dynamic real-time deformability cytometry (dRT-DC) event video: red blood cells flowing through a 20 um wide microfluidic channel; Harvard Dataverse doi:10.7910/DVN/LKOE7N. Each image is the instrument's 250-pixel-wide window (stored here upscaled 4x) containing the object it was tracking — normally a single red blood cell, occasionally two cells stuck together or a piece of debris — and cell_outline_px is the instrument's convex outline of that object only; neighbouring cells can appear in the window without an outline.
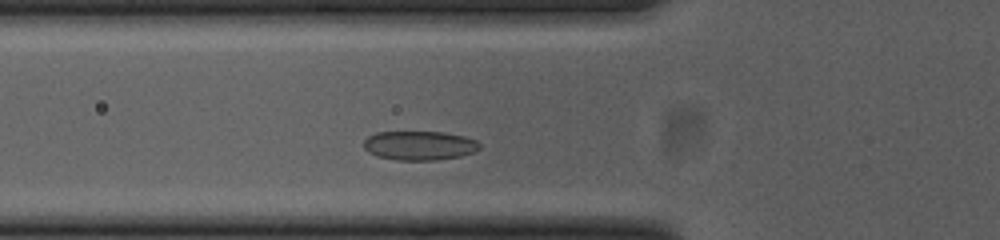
{"species": "common noctule bat (a hibernating species)", "species_latin": "Nyctalus noctula", "temperature_condition": "cold", "stored_images_in_passage": 30, "camera_frame_rate_fps": 3000, "um_per_image_px": 0.085, "animal": {"sex": "female", "body_mass_g": 23.0, "forearm_length_mm": 53.4}, "frame": {"image": 1, "passage_image": 4, "time_ms": 1.0, "image_size_px": [1000, 240], "cell_outline_px": [[480, 148], [476, 152], [460, 156], [436, 160], [396, 160], [376, 156], [368, 152], [364, 148], [364, 140], [368, 136], [376, 132], [444, 132], [464, 136], [476, 140], [480, 144]], "centroid_in_image_um": [35.66, 12.37], "position_along_channel_um": 90.1, "area_um2": 19.83}}
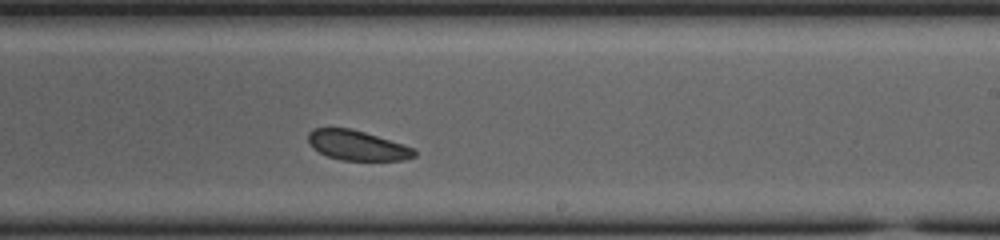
{"frame": {"image": 2, "passage_image": 18, "time_ms": 5.667, "image_size_px": [1000, 240], "cell_outline_px": [[416, 156], [404, 160], [340, 160], [328, 156], [312, 148], [308, 144], [308, 132], [312, 128], [352, 128], [412, 148], [416, 152]], "centroid_in_image_um": [30.29, 12.36], "position_along_channel_um": 258.7, "area_um2": 18.26}}
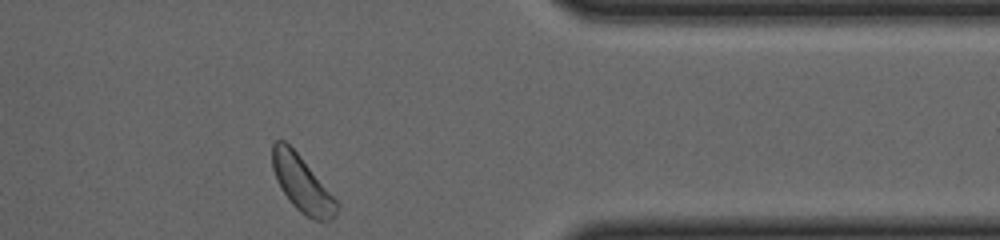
{"frame": {"image": 3, "passage_image": 30, "time_ms": 9.667, "image_size_px": [1000, 240], "cell_outline_px": [[340, 208], [336, 216], [332, 220], [312, 220], [300, 212], [292, 204], [280, 188], [276, 180], [272, 168], [272, 144], [276, 140], [284, 140], [300, 156], [340, 204]], "centroid_in_image_um": [25.68, 15.66], "position_along_channel_um": 385.7, "area_um2": 20.98}, "authors_computed_cell_mechanics": {"area_um2": 19.4786, "velocity_mm_per_s": 3.6091, "shape_relaxation_time_tau1_ms": null, "shape_relaxation_time_tau2_ms": 4.8223, "deformation_change_tau1": null, "deformation_change_tau2": 0.0776}}